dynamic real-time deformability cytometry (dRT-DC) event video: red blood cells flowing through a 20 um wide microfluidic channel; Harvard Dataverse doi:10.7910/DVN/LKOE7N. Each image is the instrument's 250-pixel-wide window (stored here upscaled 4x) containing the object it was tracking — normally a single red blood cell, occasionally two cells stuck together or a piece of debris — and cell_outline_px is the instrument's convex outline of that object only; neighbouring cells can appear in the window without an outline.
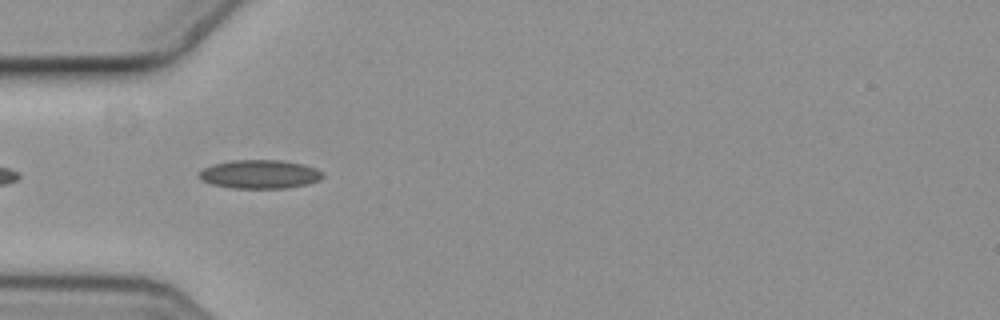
{"species": "common noctule bat (a hibernating species)", "species_latin": "Nyctalus noctula", "temperature_condition": "cold", "stored_images_in_passage": 6, "camera_frame_rate_fps": 3000, "um_per_image_px": 0.085, "animal": {"sex": "female", "body_mass_g": 19.3, "forearm_length_mm": 54.1}, "frame": {"image": 1, "passage_image": 5, "time_ms": 1.333, "image_size_px": [1000, 320], "cell_outline_px": [[324, 176], [320, 180], [304, 184], [284, 188], [232, 188], [212, 184], [200, 180], [196, 176], [204, 168], [212, 164], [232, 160], [284, 160], [304, 164], [316, 168], [324, 172]], "centroid_in_image_um": [22.07, 14.8], "position_along_channel_um": 62.9, "area_um2": 20.81}}